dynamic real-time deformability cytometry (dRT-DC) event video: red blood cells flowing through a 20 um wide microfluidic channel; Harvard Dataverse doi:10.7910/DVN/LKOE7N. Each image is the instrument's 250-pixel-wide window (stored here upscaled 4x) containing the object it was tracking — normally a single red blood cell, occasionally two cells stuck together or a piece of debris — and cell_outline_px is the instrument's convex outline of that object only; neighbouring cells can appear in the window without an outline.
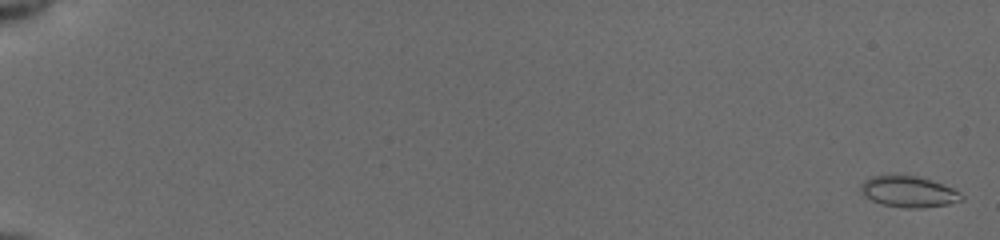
{"species": "common noctule bat (a hibernating species)", "species_latin": "Nyctalus noctula", "temperature_condition": "cold", "stored_images_in_passage": 56, "camera_frame_rate_fps": 3000, "um_per_image_px": 0.085, "animal": {"sex": "female", "body_mass_g": 19.5, "forearm_length_mm": 54.1}, "frame": {"image": 1, "passage_image": 2, "time_ms": 0.333, "image_size_px": [1000, 240], "cell_outline_px": [[964, 200], [948, 204], [920, 208], [904, 208], [880, 204], [864, 196], [860, 188], [860, 184], [864, 180], [872, 176], [916, 176], [952, 188], [960, 192], [964, 196]], "centroid_in_image_um": [77.22, 16.32], "position_along_channel_um": 7.8, "area_um2": 18.03}}
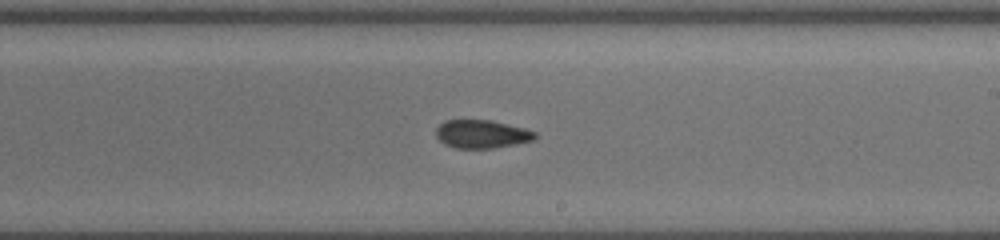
{"frame": {"image": 2, "passage_image": 36, "time_ms": 11.667, "image_size_px": [1000, 240], "cell_outline_px": [[536, 140], [496, 148], [456, 148], [444, 144], [436, 136], [436, 128], [444, 120], [492, 120], [524, 128], [536, 132]], "centroid_in_image_um": [40.96, 11.4], "position_along_channel_um": 248.0, "area_um2": 16.42}}
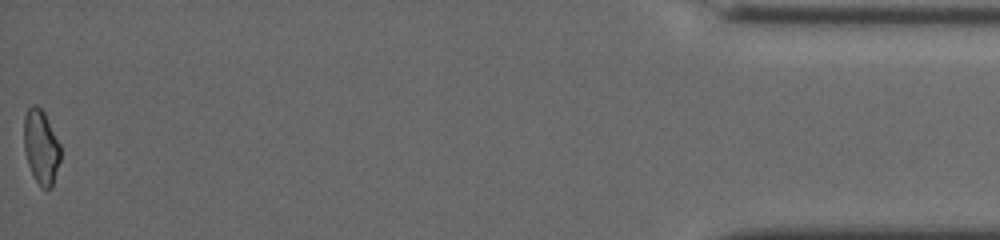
{"frame": {"image": 3, "passage_image": 56, "time_ms": 18.333, "image_size_px": [1000, 240], "cell_outline_px": [[60, 160], [52, 188], [44, 188], [36, 180], [28, 164], [24, 152], [24, 116], [28, 108], [32, 104], [36, 104], [44, 112], [60, 144]], "centroid_in_image_um": [3.48, 12.46], "position_along_channel_um": 431.7, "area_um2": 15.72}, "authors_computed_cell_mechanics": {"area_um2": 16.8776, "velocity_mm_per_s": 3.9411, "shape_relaxation_time_tau1_ms": 7.5608, "shape_relaxation_time_tau2_ms": 2.9418, "deformation_change_tau1": 0.1529, "deformation_change_tau2": 0.0916}}